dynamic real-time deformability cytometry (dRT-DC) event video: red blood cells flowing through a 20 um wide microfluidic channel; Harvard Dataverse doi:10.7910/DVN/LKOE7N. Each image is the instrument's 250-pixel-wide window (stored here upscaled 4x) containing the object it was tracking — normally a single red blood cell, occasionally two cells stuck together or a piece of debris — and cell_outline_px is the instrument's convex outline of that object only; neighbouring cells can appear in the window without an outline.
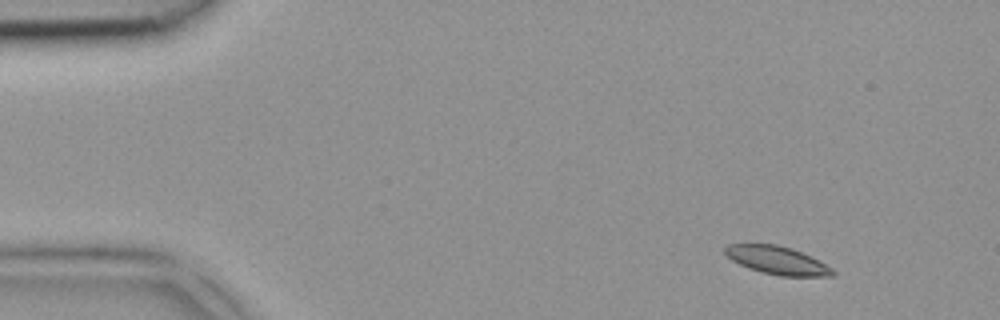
{"species": "common noctule bat (a hibernating species)", "species_latin": "Nyctalus noctula", "temperature_condition": "room temperature", "stored_images_in_passage": 3, "camera_frame_rate_fps": 3000, "um_per_image_px": 0.085, "animal": {"sex": "female", "body_mass_g": 18.4}, "frame": {"image": 1, "passage_image": 1, "time_ms": 0.0, "image_size_px": [1000, 320], "cell_outline_px": [[836, 272], [832, 276], [780, 276], [748, 268], [732, 260], [724, 252], [724, 248], [728, 244], [776, 244], [792, 248], [832, 268]], "centroid_in_image_um": [66.03, 22.12], "position_along_channel_um": 19.0, "area_um2": 17.28}}